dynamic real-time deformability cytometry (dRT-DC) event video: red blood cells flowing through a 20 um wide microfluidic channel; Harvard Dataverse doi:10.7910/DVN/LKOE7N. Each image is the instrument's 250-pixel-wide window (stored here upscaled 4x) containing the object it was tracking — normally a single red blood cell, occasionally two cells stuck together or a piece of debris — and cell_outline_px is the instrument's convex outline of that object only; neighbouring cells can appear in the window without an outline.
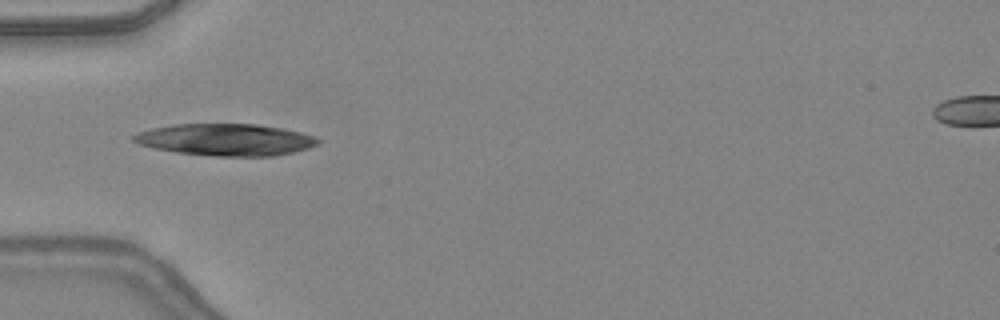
{"species": "common noctule bat (a hibernating species)", "species_latin": "Nyctalus noctula", "temperature_condition": "warm", "stored_images_in_passage": 16, "camera_frame_rate_fps": 3000, "um_per_image_px": 0.085, "animal": {"sex": "female", "body_mass_g": 24.6, "forearm_length_mm": 56.2}, "frame": {"image": 1, "passage_image": 3, "time_ms": 0.667, "image_size_px": [1000, 320], "cell_outline_px": [[320, 144], [308, 148], [292, 152], [272, 156], [216, 156], [176, 152], [156, 148], [140, 144], [132, 140], [132, 136], [140, 132], [152, 128], [172, 124], [256, 124], [280, 128], [300, 132], [316, 136], [320, 140]], "centroid_in_image_um": [19.21, 11.87], "position_along_channel_um": 65.8, "area_um2": 34.04}}
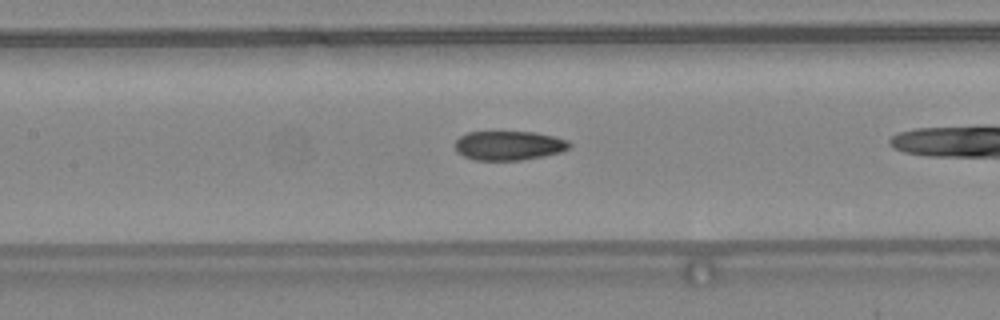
{"frame": {"image": 2, "passage_image": 7, "time_ms": 2.0, "image_size_px": [1000, 320], "cell_outline_px": [[572, 144], [568, 148], [560, 152], [544, 156], [520, 160], [472, 160], [456, 152], [456, 140], [460, 136], [468, 132], [536, 132], [568, 140]], "centroid_in_image_um": [43.24, 12.37], "position_along_channel_um": 164.2, "area_um2": 19.48}}